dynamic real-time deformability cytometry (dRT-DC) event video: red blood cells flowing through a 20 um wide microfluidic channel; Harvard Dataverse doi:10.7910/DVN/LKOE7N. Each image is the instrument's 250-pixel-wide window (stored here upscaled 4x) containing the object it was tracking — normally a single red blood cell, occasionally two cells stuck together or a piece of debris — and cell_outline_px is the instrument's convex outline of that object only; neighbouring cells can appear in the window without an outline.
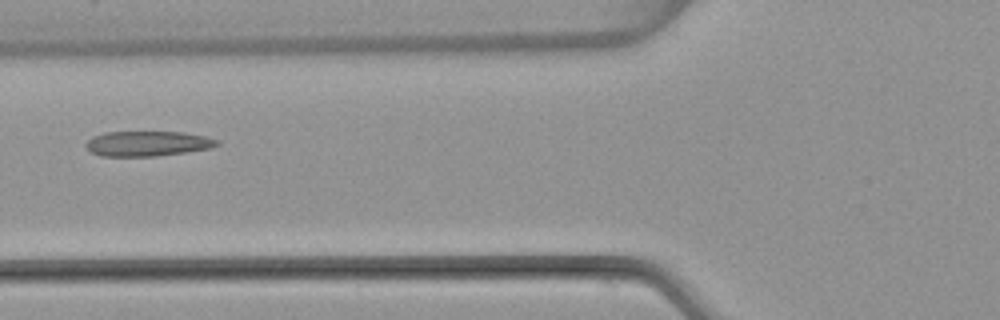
{"species": "common noctule bat (a hibernating species)", "species_latin": "Nyctalus noctula", "temperature_condition": "warm", "stored_images_in_passage": 19, "camera_frame_rate_fps": 3000, "um_per_image_px": 0.085, "animal": {"sex": "female", "body_mass_g": 22.7, "forearm_length_mm": 54.2}, "frame": {"image": 1, "passage_image": 19, "time_ms": 6.0, "image_size_px": [1000, 320], "cell_outline_px": [[220, 144], [212, 148], [156, 156], [100, 156], [92, 152], [84, 144], [92, 136], [104, 132], [184, 132], [208, 136], [220, 140]], "centroid_in_image_um": [12.58, 12.2], "position_along_channel_um": 113.2, "area_um2": 19.31}}